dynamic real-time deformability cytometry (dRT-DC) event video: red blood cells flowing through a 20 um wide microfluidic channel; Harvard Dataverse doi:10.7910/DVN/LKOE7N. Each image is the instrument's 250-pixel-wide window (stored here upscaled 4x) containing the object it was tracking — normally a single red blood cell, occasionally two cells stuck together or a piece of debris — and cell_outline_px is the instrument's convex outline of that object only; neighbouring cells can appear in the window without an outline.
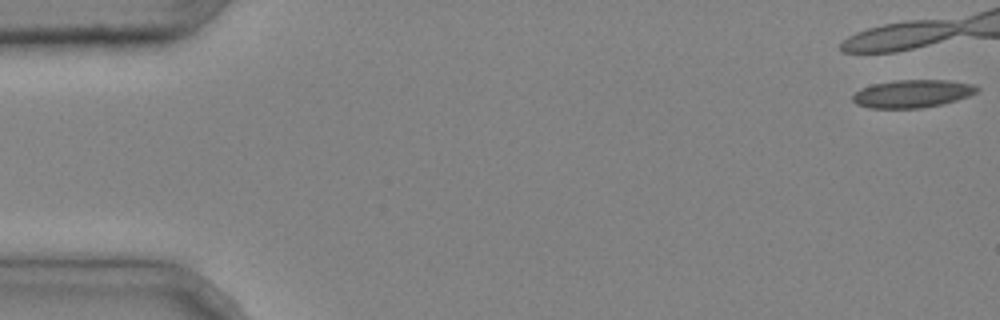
{"species": "common noctule bat (a hibernating species)", "species_latin": "Nyctalus noctula", "temperature_condition": "cold", "stored_images_in_passage": 4, "camera_frame_rate_fps": 3000, "um_per_image_px": 0.085, "animal": {"sex": "male", "body_mass_g": 20.4}, "frame": {"image": 1, "passage_image": 1, "time_ms": 0.0, "image_size_px": [1000, 320], "cell_outline_px": [[980, 88], [976, 92], [968, 96], [944, 104], [920, 108], [868, 108], [856, 104], [852, 100], [852, 96], [860, 88], [872, 84], [896, 80], [948, 80], [972, 84]], "centroid_in_image_um": [77.53, 7.96], "position_along_channel_um": 7.5, "area_um2": 20.23}}